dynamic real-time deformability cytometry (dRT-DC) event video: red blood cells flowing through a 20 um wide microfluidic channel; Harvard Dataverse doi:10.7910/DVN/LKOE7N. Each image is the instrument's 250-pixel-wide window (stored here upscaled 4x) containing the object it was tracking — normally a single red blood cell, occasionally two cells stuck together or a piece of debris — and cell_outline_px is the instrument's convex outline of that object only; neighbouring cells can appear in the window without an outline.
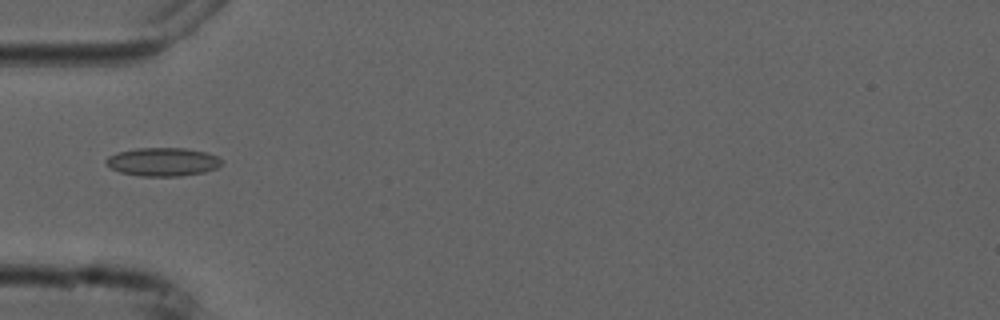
{"species": "common noctule bat (a hibernating species)", "species_latin": "Nyctalus noctula", "temperature_condition": "cold", "stored_images_in_passage": 6, "camera_frame_rate_fps": 3000, "um_per_image_px": 0.085, "animal": {"sex": "male", "forearm_length_mm": 52.5}, "frame": {"image": 1, "passage_image": 3, "time_ms": 3.333, "image_size_px": [1000, 320], "cell_outline_px": [[224, 160], [216, 168], [204, 172], [180, 176], [140, 176], [120, 172], [104, 164], [104, 160], [108, 156], [116, 152], [136, 148], [184, 148], [204, 152], [216, 156]], "centroid_in_image_um": [13.79, 13.75], "position_along_channel_um": 71.2, "area_um2": 19.19}}
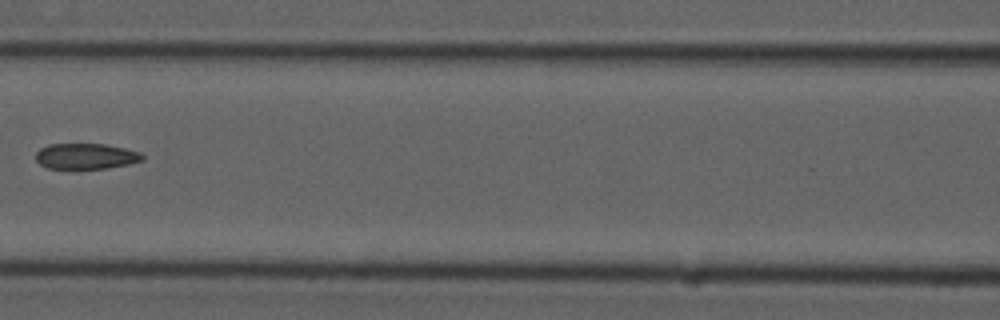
{"frame": {"image": 2, "passage_image": 5, "time_ms": 5.667, "image_size_px": [1000, 320], "cell_outline_px": [[144, 160], [128, 164], [108, 168], [48, 168], [40, 164], [36, 160], [36, 152], [40, 148], [48, 144], [104, 144], [124, 148], [140, 152], [144, 156]], "centroid_in_image_um": [7.3, 13.27], "position_along_channel_um": 159.3, "area_um2": 15.9}}
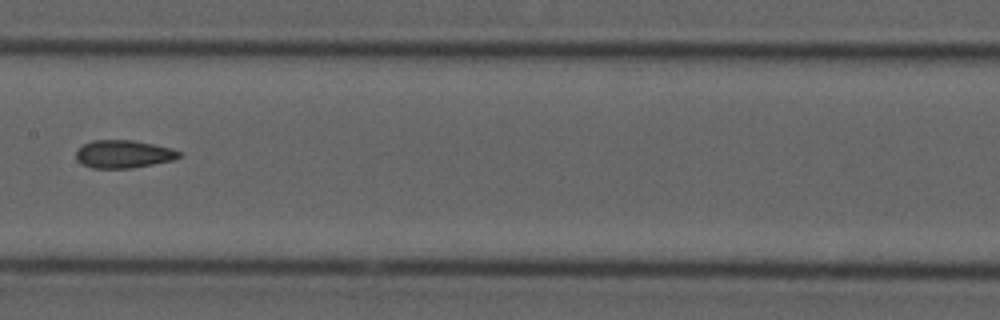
{"frame": {"image": 3, "passage_image": 6, "time_ms": 6.667, "image_size_px": [1000, 320], "cell_outline_px": [[184, 156], [176, 160], [132, 168], [92, 168], [80, 164], [76, 160], [76, 152], [84, 144], [92, 140], [132, 140], [172, 148], [180, 152]], "centroid_in_image_um": [10.53, 13.11], "position_along_channel_um": 196.9, "area_um2": 16.94}}